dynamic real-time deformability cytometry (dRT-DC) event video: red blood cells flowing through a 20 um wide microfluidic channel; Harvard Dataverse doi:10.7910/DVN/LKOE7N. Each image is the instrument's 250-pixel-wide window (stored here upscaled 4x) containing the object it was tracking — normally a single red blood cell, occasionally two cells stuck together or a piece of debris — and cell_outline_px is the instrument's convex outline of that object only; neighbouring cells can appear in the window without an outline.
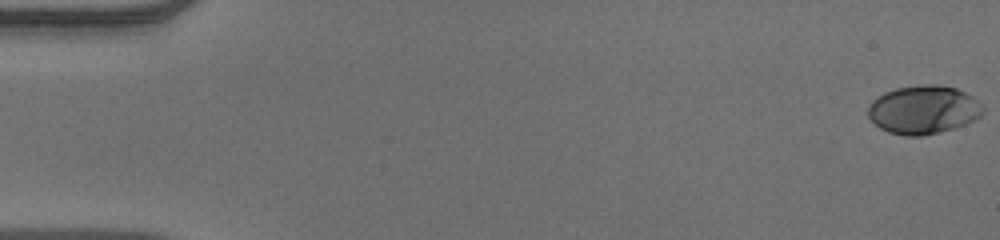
{"species": "human", "species_latin": "Homo sapiens", "temperature_condition": "warm", "stored_images_in_passage": 53, "camera_frame_rate_fps": 3000, "um_per_image_px": 0.085, "donor": {"sex": "male"}, "frame": {"image": 1, "passage_image": 1, "time_ms": 0.0, "image_size_px": [1000, 240], "cell_outline_px": [[984, 112], [980, 116], [964, 124], [940, 132], [924, 136], [904, 136], [888, 132], [880, 128], [868, 116], [868, 108], [872, 100], [876, 96], [884, 92], [896, 88], [920, 84], [936, 84], [956, 88], [972, 96], [984, 108]], "centroid_in_image_um": [78.46, 9.32], "position_along_channel_um": 6.5, "area_um2": 32.48}}
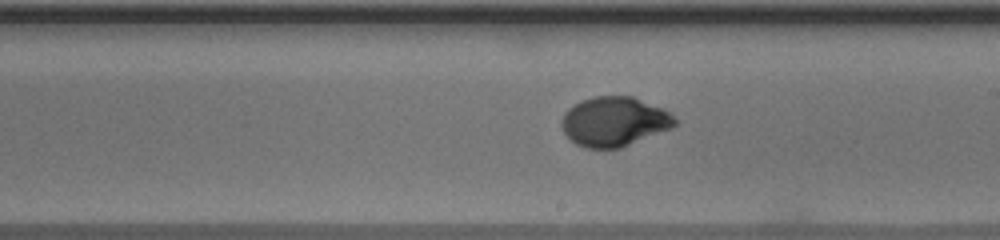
{"frame": {"image": 2, "passage_image": 31, "time_ms": 10.0, "image_size_px": [1000, 240], "cell_outline_px": [[676, 124], [672, 128], [620, 148], [588, 148], [576, 144], [564, 132], [560, 124], [564, 112], [568, 108], [580, 100], [592, 96], [632, 96], [664, 108], [676, 120]], "centroid_in_image_um": [52.19, 10.32], "position_along_channel_um": 236.8, "area_um2": 32.71}}
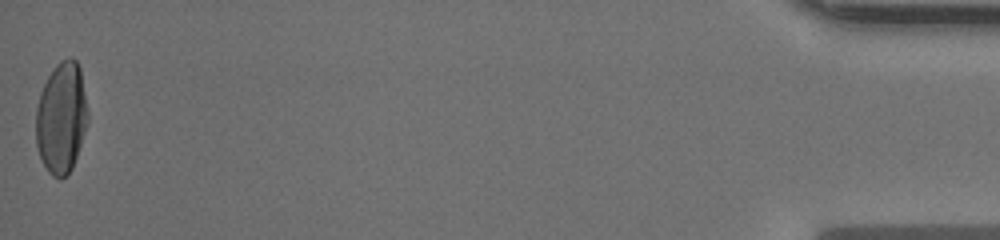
{"frame": {"image": 3, "passage_image": 53, "time_ms": 17.333, "image_size_px": [1000, 240], "cell_outline_px": [[88, 120], [72, 168], [60, 180], [52, 176], [48, 172], [40, 156], [36, 144], [36, 108], [40, 92], [48, 76], [56, 64], [60, 60], [68, 56], [72, 56], [76, 60], [80, 68], [88, 112]], "centroid_in_image_um": [5.21, 9.98], "position_along_channel_um": 430.0, "area_um2": 33.58}, "authors_computed_cell_mechanics": {"area_um2": 32.079, "velocity_mm_per_s": 3.9507, "shape_relaxation_time_tau1_ms": 3.7332, "shape_relaxation_time_tau2_ms": null, "deformation_change_tau1": 0.2025, "deformation_change_tau2": null}}